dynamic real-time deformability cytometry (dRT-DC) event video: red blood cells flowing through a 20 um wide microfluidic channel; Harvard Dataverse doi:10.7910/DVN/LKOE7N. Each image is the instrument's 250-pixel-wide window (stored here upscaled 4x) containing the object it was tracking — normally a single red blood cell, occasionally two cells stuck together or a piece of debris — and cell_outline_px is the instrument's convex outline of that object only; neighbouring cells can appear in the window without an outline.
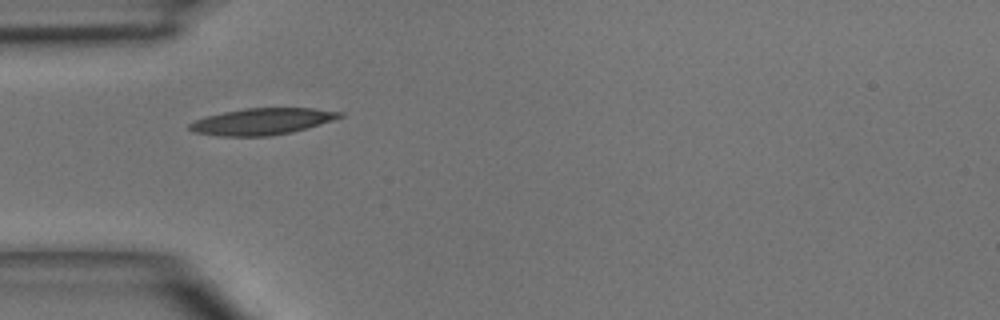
{"species": "common noctule bat (a hibernating species)", "species_latin": "Nyctalus noctula", "temperature_condition": "room temperature", "stored_images_in_passage": 3, "camera_frame_rate_fps": 3000, "um_per_image_px": 0.085, "animal": {"sex": "male", "body_mass_g": 15.6}, "frame": {"image": 1, "passage_image": 1, "time_ms": 0.0, "image_size_px": [1000, 320], "cell_outline_px": [[344, 116], [332, 120], [292, 132], [268, 136], [220, 136], [196, 132], [188, 128], [188, 124], [196, 120], [208, 116], [224, 112], [244, 108], [312, 108], [344, 112]], "centroid_in_image_um": [22.29, 10.32], "position_along_channel_um": 62.7, "area_um2": 22.95}}
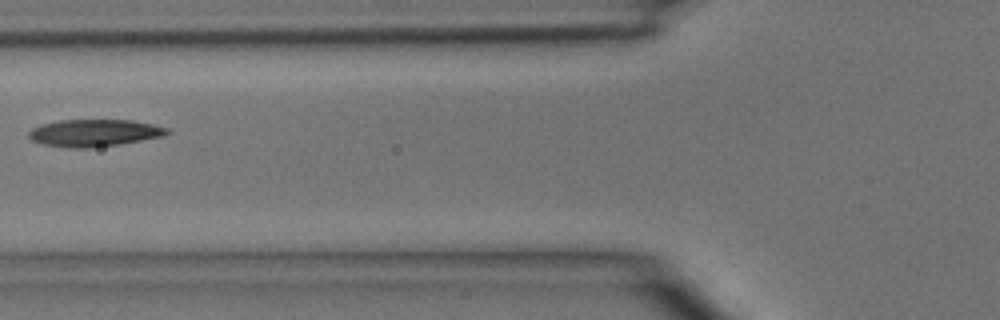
{"frame": {"image": 2, "passage_image": 2, "time_ms": 1.333, "image_size_px": [1000, 320], "cell_outline_px": [[172, 132], [164, 136], [120, 144], [92, 148], [68, 148], [40, 144], [32, 140], [28, 136], [28, 132], [32, 128], [40, 124], [60, 120], [132, 120], [152, 124], [168, 128]], "centroid_in_image_um": [8.0, 11.3], "position_along_channel_um": 117.8, "area_um2": 22.14}}
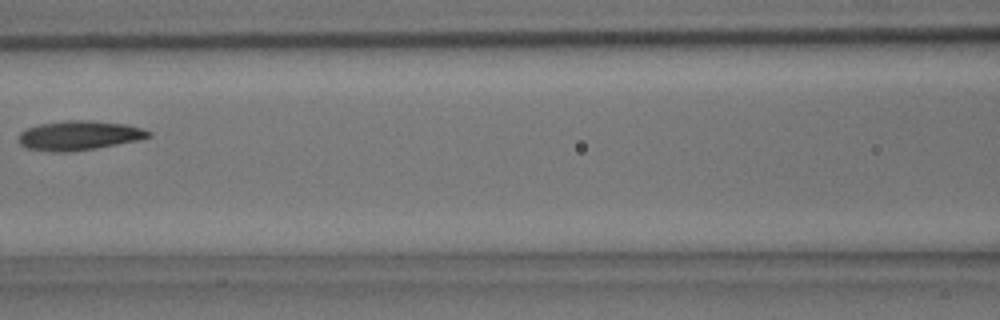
{"frame": {"image": 3, "passage_image": 3, "time_ms": 2.333, "image_size_px": [1000, 320], "cell_outline_px": [[152, 136], [140, 140], [96, 148], [64, 152], [52, 152], [28, 148], [20, 144], [20, 132], [28, 128], [40, 124], [68, 120], [92, 120], [128, 124], [152, 132]], "centroid_in_image_um": [6.78, 11.51], "position_along_channel_um": 159.8, "area_um2": 22.2}}